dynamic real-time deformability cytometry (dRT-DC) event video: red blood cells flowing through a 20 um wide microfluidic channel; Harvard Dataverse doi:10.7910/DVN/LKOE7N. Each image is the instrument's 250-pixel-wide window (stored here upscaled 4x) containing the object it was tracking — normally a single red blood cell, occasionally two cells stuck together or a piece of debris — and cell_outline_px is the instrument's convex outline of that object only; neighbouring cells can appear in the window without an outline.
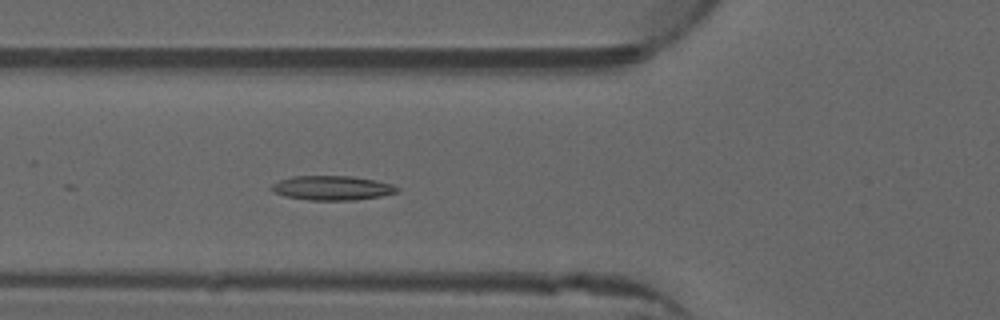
{"species": "common noctule bat (a hibernating species)", "species_latin": "Nyctalus noctula", "temperature_condition": "warm", "stored_images_in_passage": 24, "camera_frame_rate_fps": 3000, "um_per_image_px": 0.085, "animal": {"sex": "male", "forearm_length_mm": 52.5}, "frame": {"image": 1, "passage_image": 18, "time_ms": 5.667, "image_size_px": [1000, 320], "cell_outline_px": [[400, 192], [380, 196], [356, 200], [308, 200], [284, 196], [272, 192], [268, 188], [272, 184], [280, 180], [292, 176], [352, 176], [376, 180], [392, 184], [400, 188]], "centroid_in_image_um": [28.22, 15.98], "position_along_channel_um": 97.6, "area_um2": 18.09}}